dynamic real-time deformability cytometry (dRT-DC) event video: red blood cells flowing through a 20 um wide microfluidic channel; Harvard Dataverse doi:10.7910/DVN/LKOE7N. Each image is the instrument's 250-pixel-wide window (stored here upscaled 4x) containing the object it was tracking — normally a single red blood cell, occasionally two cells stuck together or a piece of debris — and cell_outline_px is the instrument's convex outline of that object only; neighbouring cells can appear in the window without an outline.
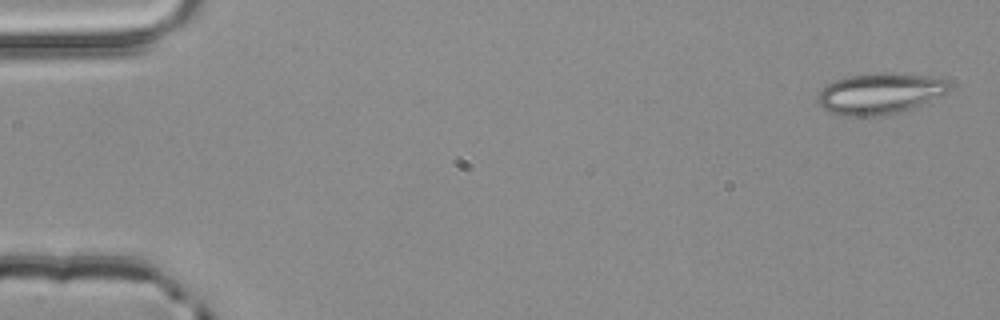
{"species": "common noctule bat (a hibernating species)", "species_latin": "Nyctalus noctula", "temperature_condition": "room temperature", "stored_images_in_passage": 4, "camera_frame_rate_fps": 3000, "um_per_image_px": 0.085, "animal": {"sex": "male", "body_mass_g": 20.4}, "frame": {"image": 1, "passage_image": 1, "time_ms": 0.0, "image_size_px": [1000, 320], "cell_outline_px": [[952, 88], [948, 92], [908, 108], [896, 112], [876, 116], [852, 116], [832, 112], [824, 108], [816, 100], [816, 96], [824, 84], [848, 76], [884, 72], [888, 72], [928, 76], [948, 80]], "centroid_in_image_um": [74.75, 7.92], "position_along_channel_um": 10.2, "area_um2": 30.98}}
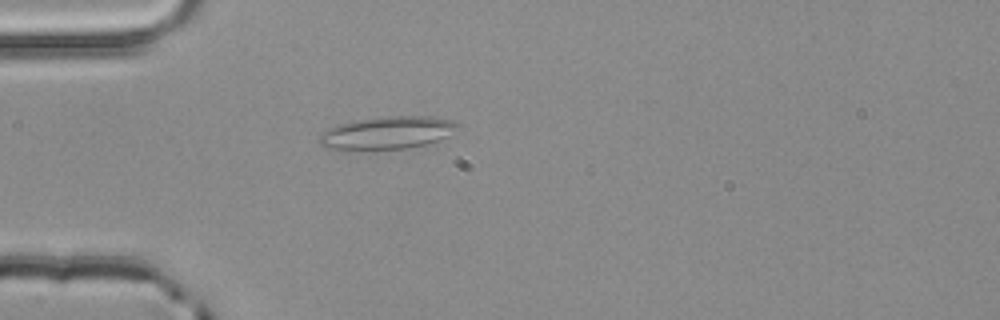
{"frame": {"image": 2, "passage_image": 4, "time_ms": 1.0, "image_size_px": [1000, 320], "cell_outline_px": [[464, 128], [440, 140], [408, 148], [348, 152], [336, 152], [324, 148], [320, 144], [320, 132], [336, 124], [356, 120], [380, 116], [432, 116], [452, 120], [464, 124]], "centroid_in_image_um": [32.9, 11.31], "position_along_channel_um": 52.1, "area_um2": 27.86}}